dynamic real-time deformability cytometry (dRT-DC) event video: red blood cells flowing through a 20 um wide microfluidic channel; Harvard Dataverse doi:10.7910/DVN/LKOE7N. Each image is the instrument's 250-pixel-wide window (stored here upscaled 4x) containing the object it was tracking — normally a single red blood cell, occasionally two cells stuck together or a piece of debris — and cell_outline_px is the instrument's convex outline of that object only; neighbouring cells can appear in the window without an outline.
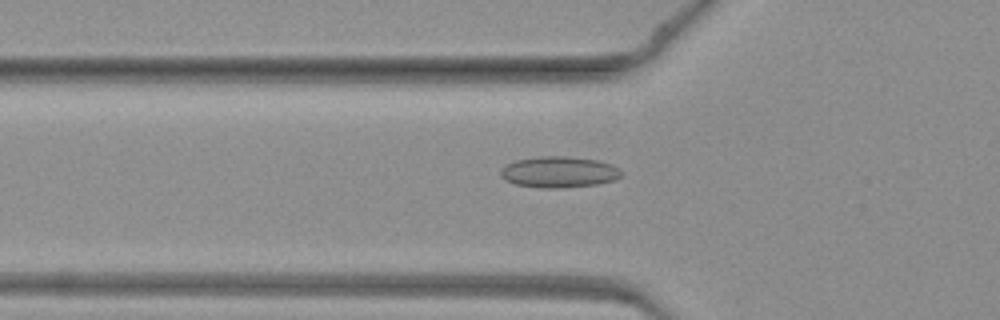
{"species": "common noctule bat (a hibernating species)", "species_latin": "Nyctalus noctula", "temperature_condition": "warm", "stored_images_in_passage": 43, "camera_frame_rate_fps": 3000, "um_per_image_px": 0.085, "animal": {"sex": "female", "body_mass_g": 19.3, "forearm_length_mm": 54.1}, "frame": {"image": 1, "passage_image": 13, "time_ms": 4.0, "image_size_px": [1000, 320], "cell_outline_px": [[624, 172], [616, 180], [596, 184], [560, 188], [540, 188], [516, 184], [504, 180], [500, 176], [500, 172], [504, 164], [516, 160], [540, 156], [568, 156], [600, 160], [612, 164], [620, 168]], "centroid_in_image_um": [47.53, 14.61], "position_along_channel_um": 78.3, "area_um2": 22.25}}
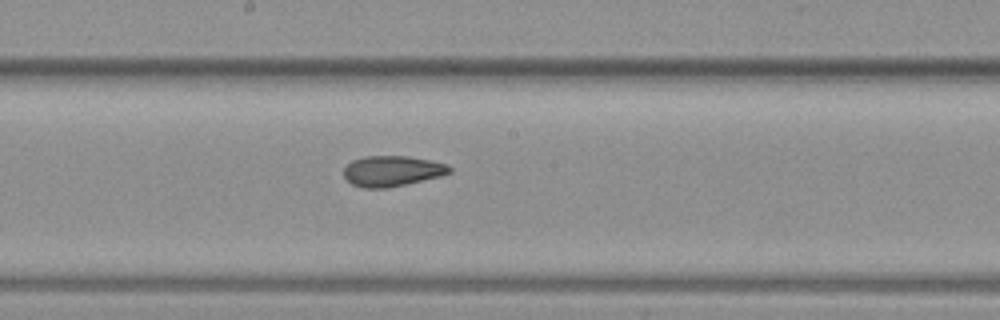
{"frame": {"image": 2, "passage_image": 22, "time_ms": 7.0, "image_size_px": [1000, 320], "cell_outline_px": [[452, 172], [440, 176], [388, 188], [364, 188], [352, 184], [344, 176], [344, 168], [352, 160], [364, 156], [408, 156], [432, 160], [448, 164], [452, 168]], "centroid_in_image_um": [33.35, 14.53], "position_along_channel_um": 214.8, "area_um2": 18.9}}
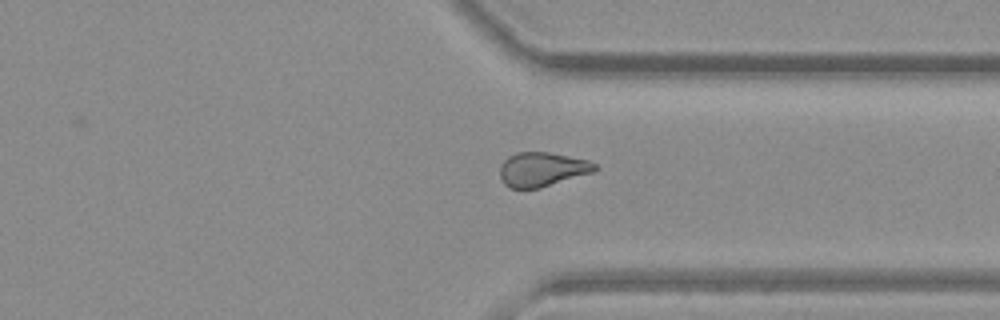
{"frame": {"image": 3, "passage_image": 32, "time_ms": 10.333, "image_size_px": [1000, 320], "cell_outline_px": [[596, 168], [592, 172], [540, 188], [508, 188], [504, 184], [500, 176], [500, 164], [508, 156], [516, 152], [548, 152], [588, 160], [596, 164]], "centroid_in_image_um": [46.03, 14.39], "position_along_channel_um": 365.4, "area_um2": 18.84}}